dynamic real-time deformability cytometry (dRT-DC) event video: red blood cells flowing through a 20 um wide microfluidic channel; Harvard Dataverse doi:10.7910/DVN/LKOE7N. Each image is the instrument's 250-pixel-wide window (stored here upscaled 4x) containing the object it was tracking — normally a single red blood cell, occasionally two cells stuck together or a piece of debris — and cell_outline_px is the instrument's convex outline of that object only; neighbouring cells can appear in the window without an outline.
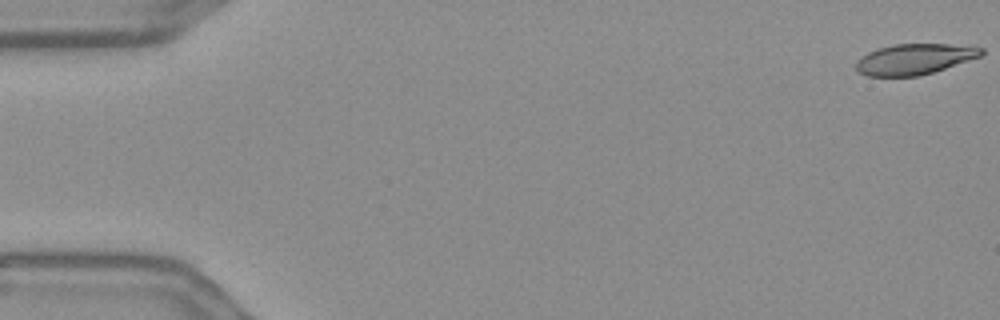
{"species": "Egyptian fruit bat (a non-hibernating species)", "species_latin": "Rousettus aegyptiacus", "temperature_condition": "warm", "stored_images_in_passage": 56, "camera_frame_rate_fps": 3000, "um_per_image_px": 0.085, "frame": {"image": 1, "passage_image": 1, "time_ms": 0.0, "image_size_px": [1000, 320], "cell_outline_px": [[984, 52], [980, 56], [932, 72], [916, 76], [868, 76], [860, 72], [856, 68], [856, 60], [860, 56], [876, 48], [892, 44], [972, 44], [984, 48]], "centroid_in_image_um": [77.74, 4.99], "position_along_channel_um": 7.3, "area_um2": 22.54}}
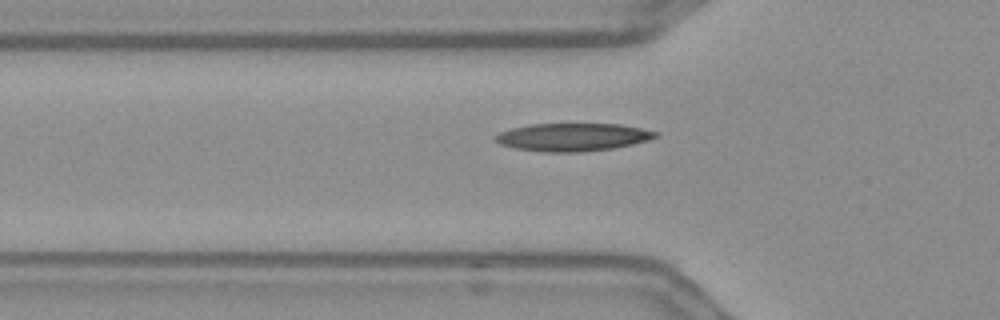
{"frame": {"image": 2, "passage_image": 19, "time_ms": 6.0, "image_size_px": [1000, 320], "cell_outline_px": [[660, 136], [648, 140], [632, 144], [612, 148], [584, 152], [544, 152], [516, 148], [500, 144], [492, 140], [492, 136], [500, 132], [512, 128], [532, 124], [620, 124], [660, 132]], "centroid_in_image_um": [48.67, 11.65], "position_along_channel_um": 77.1, "area_um2": 26.13}}
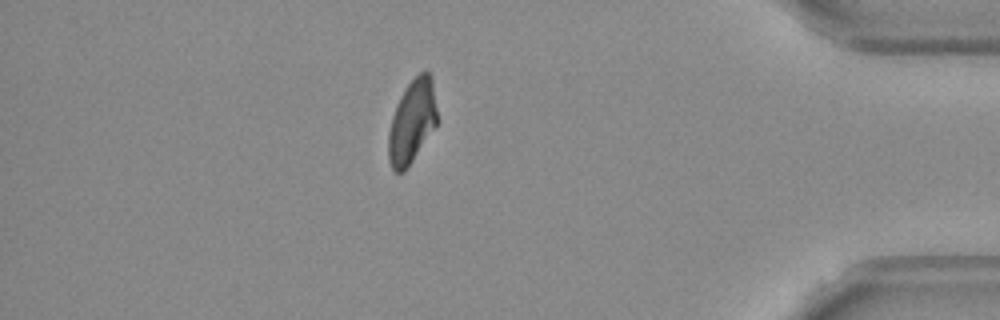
{"frame": {"image": 3, "passage_image": 49, "time_ms": 16.0, "image_size_px": [1000, 320], "cell_outline_px": [[440, 120], [404, 172], [396, 172], [392, 168], [388, 160], [388, 132], [392, 116], [396, 104], [400, 96], [408, 84], [420, 72], [428, 72], [432, 76]], "centroid_in_image_um": [35.05, 10.31], "position_along_channel_um": 400.2, "area_um2": 23.99}, "authors_computed_cell_mechanics": {"area_um2": 24.4783, "velocity_mm_per_s": 3.6201, "shape_relaxation_time_tau1_ms": null, "shape_relaxation_time_tau2_ms": 4.6029, "deformation_change_tau1": null, "deformation_change_tau2": 0.089}}